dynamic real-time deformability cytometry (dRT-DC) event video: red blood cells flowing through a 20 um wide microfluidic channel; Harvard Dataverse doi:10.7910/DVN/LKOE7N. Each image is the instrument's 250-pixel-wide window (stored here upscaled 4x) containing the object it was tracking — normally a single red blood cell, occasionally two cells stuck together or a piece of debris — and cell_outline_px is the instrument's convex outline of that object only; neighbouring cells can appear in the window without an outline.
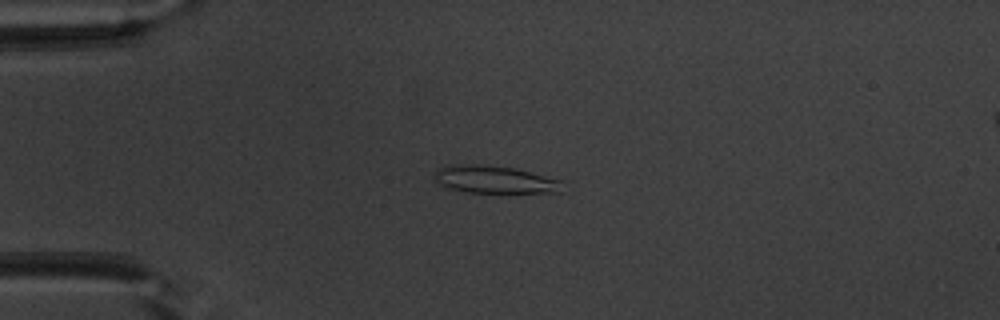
{"species": "common noctule bat (a hibernating species)", "species_latin": "Nyctalus noctula", "temperature_condition": "warm", "stored_images_in_passage": 46, "camera_frame_rate_fps": 3000, "um_per_image_px": 0.085, "animal": {"sex": "male", "body_mass_g": 20.1, "forearm_length_mm": 53.5}, "frame": {"image": 1, "passage_image": 8, "time_ms": 2.333, "image_size_px": [1000, 320], "cell_outline_px": [[564, 180], [560, 192], [468, 192], [448, 188], [440, 184], [432, 176], [440, 168], [456, 164], [480, 164], [512, 168]], "centroid_in_image_um": [42.05, 15.26], "position_along_channel_um": 42.9, "area_um2": 20.29}}
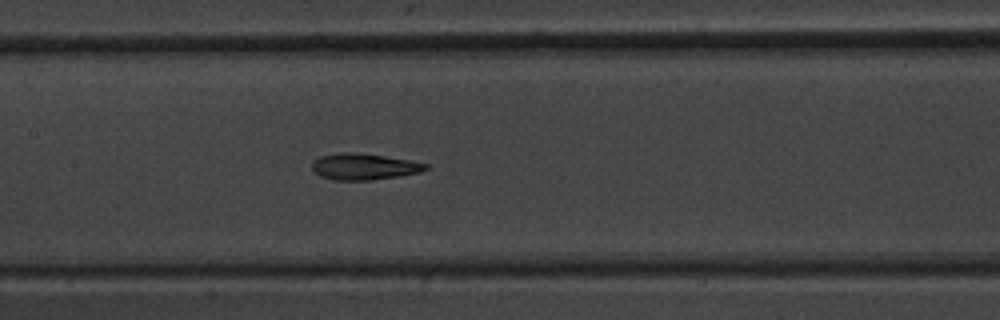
{"frame": {"image": 2, "passage_image": 20, "time_ms": 6.333, "image_size_px": [1000, 320], "cell_outline_px": [[428, 168], [420, 172], [400, 176], [372, 180], [332, 180], [320, 176], [312, 168], [312, 160], [320, 156], [340, 152], [352, 152], [384, 156], [412, 160], [428, 164]], "centroid_in_image_um": [30.93, 14.16], "position_along_channel_um": 176.5, "area_um2": 17.51}}
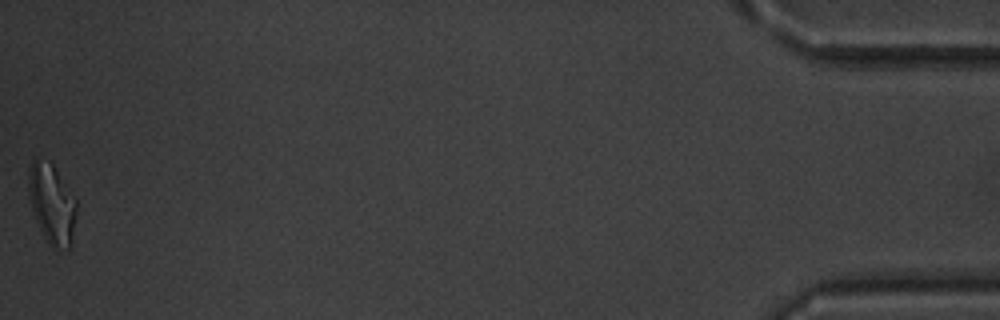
{"frame": {"image": 3, "passage_image": 46, "time_ms": 15.0, "image_size_px": [1000, 320], "cell_outline_px": [[76, 216], [72, 248], [60, 252], [56, 252], [48, 244], [36, 220], [28, 196], [28, 168], [32, 160], [36, 156], [52, 164], [76, 200]], "centroid_in_image_um": [4.41, 17.39], "position_along_channel_um": 430.8, "area_um2": 22.77}, "authors_computed_cell_mechanics": {"area_um2": 17.8602, "velocity_mm_per_s": 3.9952, "shape_relaxation_time_tau1_ms": 8.6164, "shape_relaxation_time_tau2_ms": 2.4815, "deformation_change_tau1": 0.2172, "deformation_change_tau2": 0.1057}}